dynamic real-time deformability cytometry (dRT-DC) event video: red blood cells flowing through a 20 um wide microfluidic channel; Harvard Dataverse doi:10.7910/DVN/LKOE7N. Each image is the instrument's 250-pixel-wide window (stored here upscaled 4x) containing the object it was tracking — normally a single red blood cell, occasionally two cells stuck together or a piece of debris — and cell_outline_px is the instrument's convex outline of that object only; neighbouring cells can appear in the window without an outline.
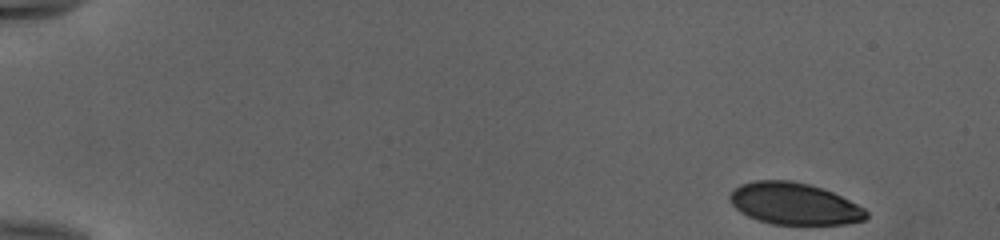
{"species": "human", "species_latin": "Homo sapiens", "temperature_condition": "cold", "stored_images_in_passage": 49, "camera_frame_rate_fps": 3000, "um_per_image_px": 0.085, "donor": {"sex": "female"}, "frame": {"image": 1, "passage_image": 1, "time_ms": 0.0, "image_size_px": [1000, 240], "cell_outline_px": [[868, 216], [864, 220], [844, 224], [772, 224], [756, 220], [740, 212], [732, 204], [728, 196], [740, 184], [756, 180], [792, 180], [808, 184], [832, 192], [864, 208], [868, 212]], "centroid_in_image_um": [67.49, 17.32], "position_along_channel_um": 17.5, "area_um2": 33.06}}
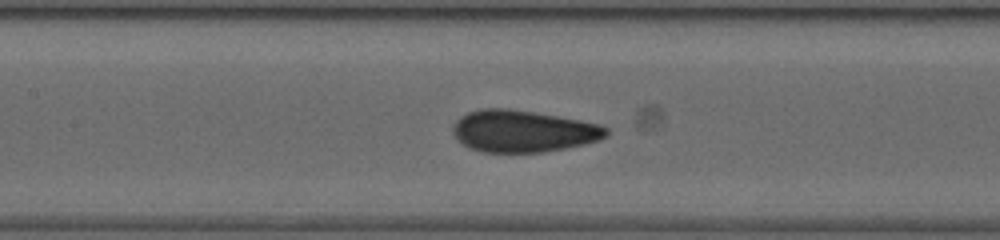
{"frame": {"image": 2, "passage_image": 23, "time_ms": 7.333, "image_size_px": [1000, 240], "cell_outline_px": [[608, 136], [600, 140], [584, 144], [544, 152], [484, 152], [472, 148], [456, 140], [452, 132], [452, 128], [456, 120], [460, 116], [468, 112], [480, 108], [508, 108], [580, 120], [600, 124], [608, 128]], "centroid_in_image_um": [44.45, 11.14], "position_along_channel_um": 162.9, "area_um2": 37.45}}
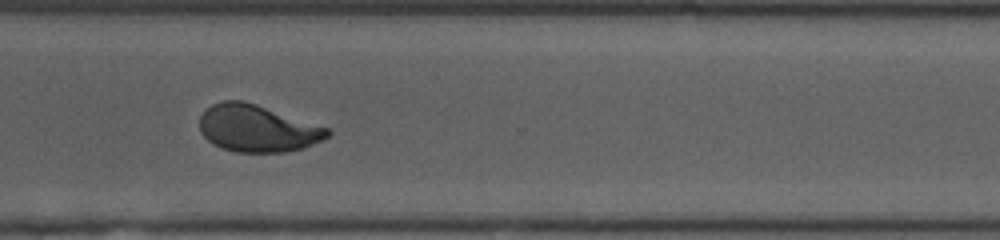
{"frame": {"image": 3, "passage_image": 37, "time_ms": 12.0, "image_size_px": [1000, 240], "cell_outline_px": [[332, 132], [328, 136], [304, 148], [288, 152], [236, 152], [220, 148], [212, 144], [200, 132], [200, 116], [204, 108], [220, 100], [244, 100], [328, 128]], "centroid_in_image_um": [21.82, 10.91], "position_along_channel_um": 348.8, "area_um2": 35.14}}